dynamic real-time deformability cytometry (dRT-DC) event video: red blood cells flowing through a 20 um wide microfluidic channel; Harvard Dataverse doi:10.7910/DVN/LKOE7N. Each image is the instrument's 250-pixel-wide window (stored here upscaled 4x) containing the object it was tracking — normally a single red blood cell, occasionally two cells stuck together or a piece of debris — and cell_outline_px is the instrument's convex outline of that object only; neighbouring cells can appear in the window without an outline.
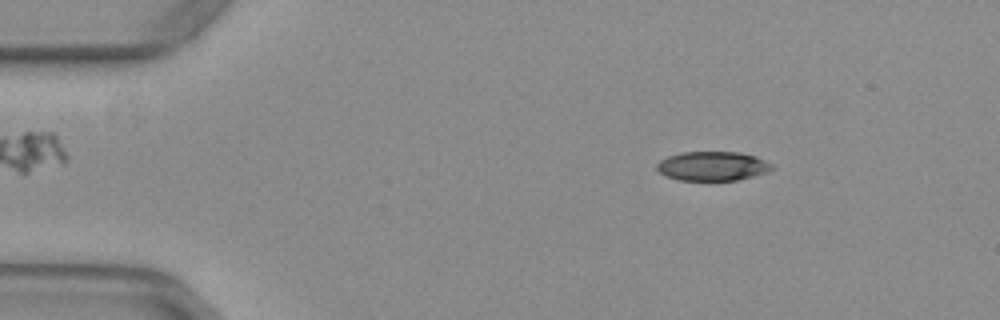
{"species": "common noctule bat (a hibernating species)", "species_latin": "Nyctalus noctula", "temperature_condition": "warm", "stored_images_in_passage": 52, "camera_frame_rate_fps": 3000, "um_per_image_px": 0.085, "animal": {"sex": "female", "body_mass_g": 29.2, "forearm_length_mm": 56.3}, "frame": {"image": 1, "passage_image": 7, "time_ms": 2.0, "image_size_px": [1000, 320], "cell_outline_px": [[772, 168], [768, 172], [736, 180], [680, 180], [668, 176], [660, 172], [656, 168], [656, 164], [660, 160], [668, 156], [680, 152], [740, 152], [756, 156], [772, 164]], "centroid_in_image_um": [60.56, 14.1], "position_along_channel_um": 24.4, "area_um2": 19.48}}
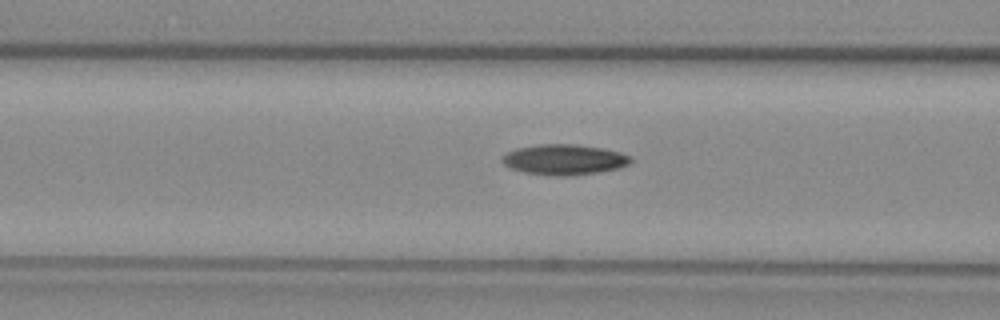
{"frame": {"image": 2, "passage_image": 20, "time_ms": 6.333, "image_size_px": [1000, 320], "cell_outline_px": [[632, 160], [628, 164], [620, 168], [596, 172], [568, 176], [548, 176], [524, 172], [512, 168], [504, 164], [500, 160], [508, 152], [516, 148], [540, 144], [576, 144], [600, 148], [620, 152], [632, 156]], "centroid_in_image_um": [47.96, 13.57], "position_along_channel_um": 118.6, "area_um2": 22.77}}
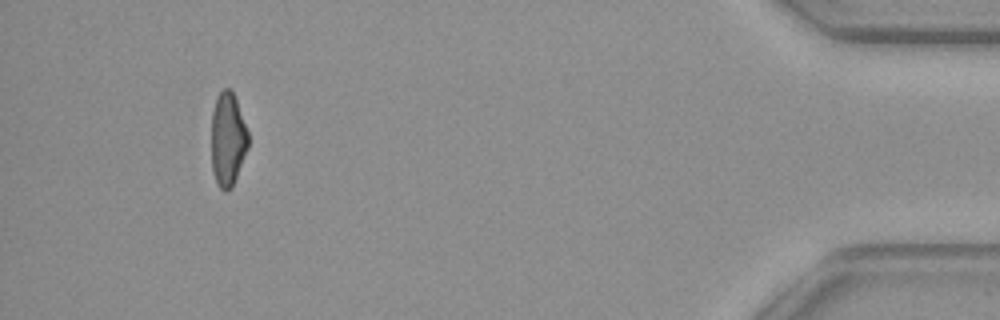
{"frame": {"image": 3, "passage_image": 48, "time_ms": 15.667, "image_size_px": [1000, 320], "cell_outline_px": [[248, 148], [232, 188], [228, 192], [224, 192], [220, 188], [216, 180], [212, 168], [212, 112], [216, 96], [224, 88], [228, 88], [232, 92], [236, 100], [248, 132]], "centroid_in_image_um": [19.36, 11.86], "position_along_channel_um": 415.8, "area_um2": 20.0}, "authors_computed_cell_mechanics": {"area_um2": 21.2126, "velocity_mm_per_s": 3.9545, "shape_relaxation_time_tau1_ms": 10.8016, "shape_relaxation_time_tau2_ms": 3.3785, "deformation_change_tau1": 0.2655, "deformation_change_tau2": 0.102}}